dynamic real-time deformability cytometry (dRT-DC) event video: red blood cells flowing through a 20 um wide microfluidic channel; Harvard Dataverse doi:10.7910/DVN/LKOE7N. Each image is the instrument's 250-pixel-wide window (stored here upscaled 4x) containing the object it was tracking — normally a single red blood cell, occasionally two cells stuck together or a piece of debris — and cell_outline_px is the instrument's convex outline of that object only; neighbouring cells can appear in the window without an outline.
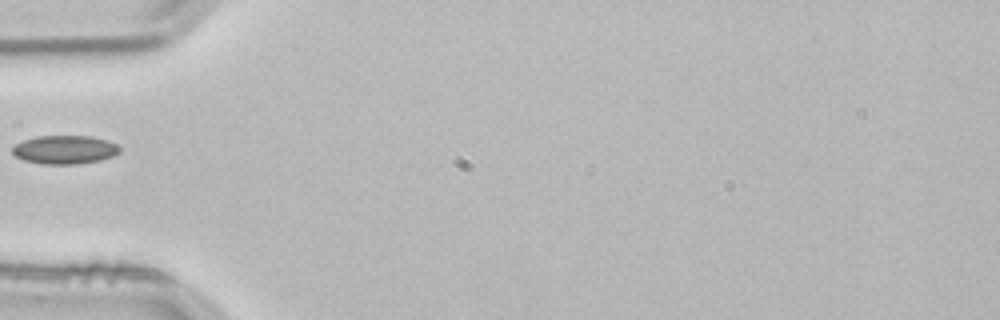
{"species": "common noctule bat (a hibernating species)", "species_latin": "Nyctalus noctula", "temperature_condition": "room temperature", "stored_images_in_passage": 4, "segment_of_instrument_passage": [2, 2], "camera_frame_rate_fps": 3000, "um_per_image_px": 0.085, "animal": {"sex": "male", "body_mass_g": 21.5, "forearm_length_mm": 52.0}, "frame": {"image": 1, "passage_image": 4, "time_ms": 1.0, "image_size_px": [1000, 320], "cell_outline_px": [[120, 152], [112, 156], [100, 160], [80, 164], [40, 164], [24, 160], [16, 156], [12, 152], [12, 148], [16, 144], [24, 140], [36, 136], [92, 136], [108, 140], [116, 144], [120, 148]], "centroid_in_image_um": [5.51, 12.72], "position_along_channel_um": 79.5, "area_um2": 17.92}}